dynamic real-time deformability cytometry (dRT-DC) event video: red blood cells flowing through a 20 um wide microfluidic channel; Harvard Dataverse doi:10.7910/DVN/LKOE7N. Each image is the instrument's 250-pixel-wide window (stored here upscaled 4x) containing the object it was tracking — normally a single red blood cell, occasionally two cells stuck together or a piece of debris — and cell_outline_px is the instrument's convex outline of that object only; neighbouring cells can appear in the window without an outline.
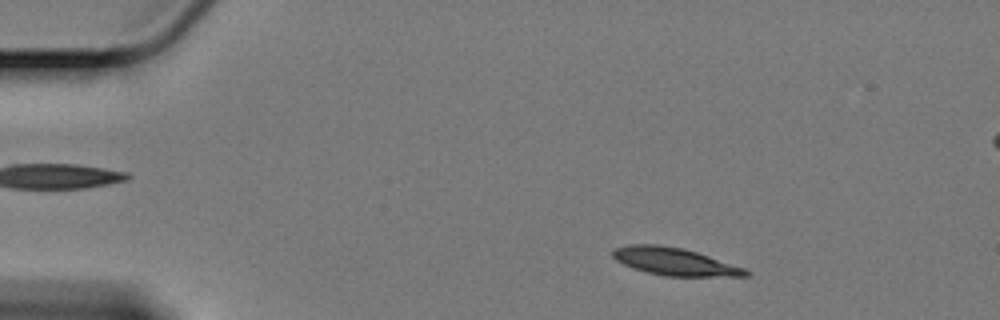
{"species": "Egyptian fruit bat (a non-hibernating species)", "species_latin": "Rousettus aegyptiacus", "temperature_condition": "cold", "stored_images_in_passage": 57, "camera_frame_rate_fps": 3000, "um_per_image_px": 0.085, "animal": {"sex": "female"}, "frame": {"image": 1, "passage_image": 7, "time_ms": 2.0, "image_size_px": [1000, 320], "cell_outline_px": [[752, 272], [748, 276], [664, 276], [644, 272], [624, 264], [616, 260], [612, 256], [612, 248], [628, 244], [656, 244], [684, 248], [744, 268]], "centroid_in_image_um": [57.29, 22.23], "position_along_channel_um": 27.7, "area_um2": 21.33}}
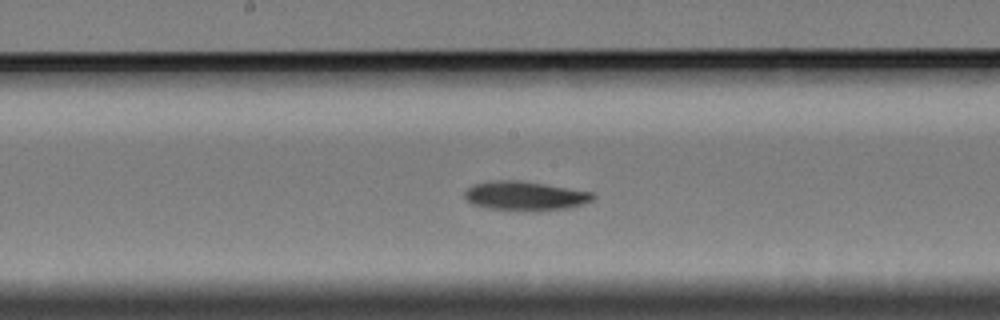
{"frame": {"image": 2, "passage_image": 29, "time_ms": 9.333, "image_size_px": [1000, 320], "cell_outline_px": [[596, 196], [592, 200], [584, 204], [568, 208], [540, 212], [536, 212], [488, 208], [472, 204], [464, 200], [464, 192], [472, 184], [492, 180], [520, 180], [592, 192]], "centroid_in_image_um": [44.61, 16.66], "position_along_channel_um": 203.6, "area_um2": 22.2}}
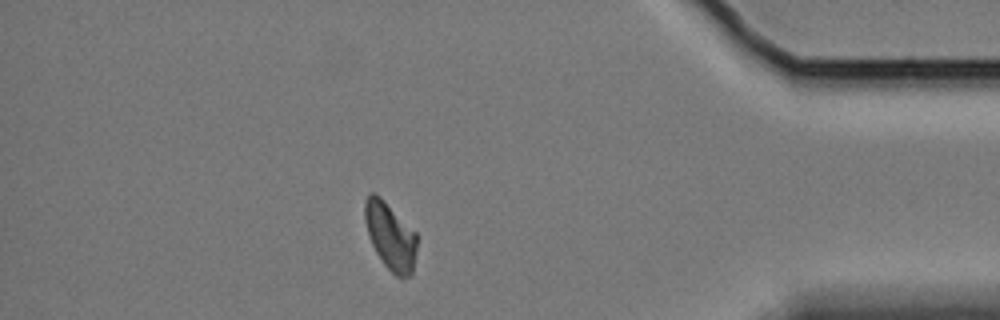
{"frame": {"image": 3, "passage_image": 50, "time_ms": 16.333, "image_size_px": [1000, 320], "cell_outline_px": [[420, 236], [412, 276], [396, 276], [384, 264], [376, 252], [368, 236], [364, 220], [364, 200], [372, 192], [376, 192]], "centroid_in_image_um": [33.21, 20.06], "position_along_channel_um": 402.0, "area_um2": 20.81}, "authors_computed_cell_mechanics": {"area_um2": 21.1548, "velocity_mm_per_s": 3.3336, "shape_relaxation_time_tau1_ms": 4.1312, "shape_relaxation_time_tau2_ms": null, "deformation_change_tau1": 0.1243, "deformation_change_tau2": null}}